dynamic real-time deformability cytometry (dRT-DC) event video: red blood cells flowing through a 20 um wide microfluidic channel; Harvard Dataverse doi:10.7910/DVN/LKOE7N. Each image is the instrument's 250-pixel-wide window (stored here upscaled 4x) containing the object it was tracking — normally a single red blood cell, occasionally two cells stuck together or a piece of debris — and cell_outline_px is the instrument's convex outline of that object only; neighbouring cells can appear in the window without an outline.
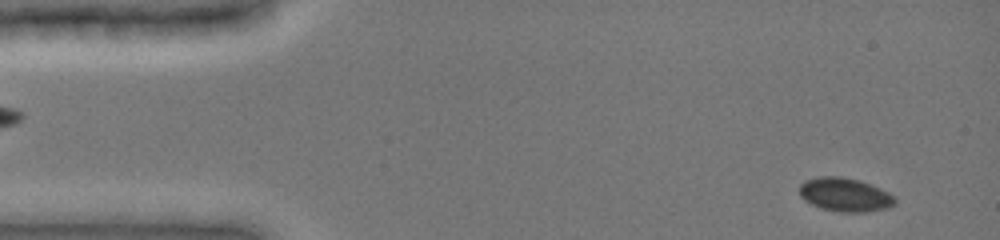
{"species": "common noctule bat (a hibernating species)", "species_latin": "Nyctalus noctula", "temperature_condition": "cold", "stored_images_in_passage": 46, "camera_frame_rate_fps": 3000, "um_per_image_px": 0.085, "animal": {"sex": "female", "body_mass_g": 19.0, "forearm_length_mm": 51.5}, "frame": {"image": 1, "passage_image": 2, "time_ms": 0.333, "image_size_px": [1000, 240], "cell_outline_px": [[896, 204], [888, 208], [868, 212], [840, 212], [820, 208], [804, 200], [800, 196], [800, 184], [804, 180], [816, 176], [840, 176], [860, 180], [880, 188], [896, 196]], "centroid_in_image_um": [71.84, 16.55], "position_along_channel_um": 13.2, "area_um2": 19.07}}
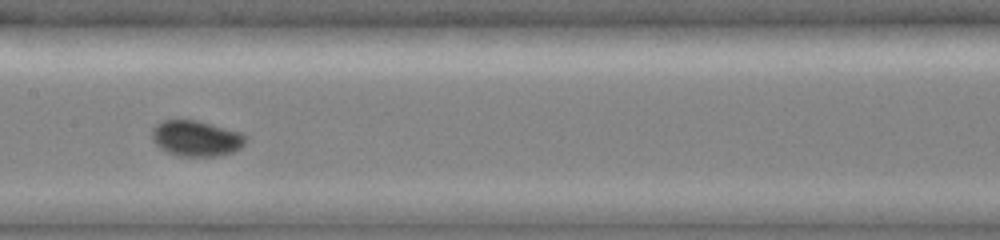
{"frame": {"image": 2, "passage_image": 23, "time_ms": 7.333, "image_size_px": [1000, 240], "cell_outline_px": [[248, 140], [240, 148], [232, 152], [220, 156], [180, 156], [168, 152], [160, 148], [152, 140], [152, 128], [156, 124], [164, 120], [176, 116], [196, 120], [212, 124], [240, 132], [248, 136]], "centroid_in_image_um": [16.66, 11.72], "position_along_channel_um": 190.7, "area_um2": 20.06}}
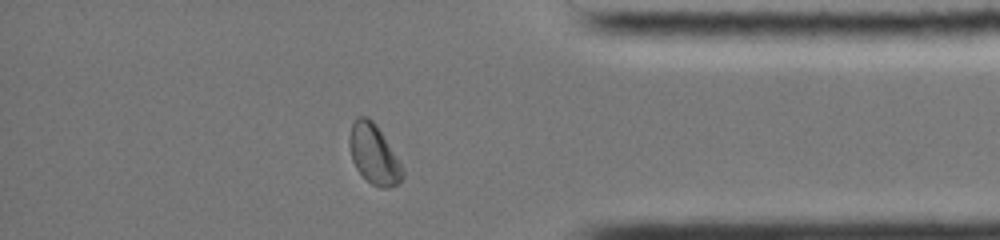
{"frame": {"image": 3, "passage_image": 40, "time_ms": 13.0, "image_size_px": [1000, 240], "cell_outline_px": [[404, 176], [400, 184], [388, 188], [380, 188], [372, 184], [356, 168], [352, 160], [348, 144], [348, 140], [352, 124], [356, 116], [368, 116], [376, 124], [404, 168]], "centroid_in_image_um": [31.79, 13.11], "position_along_channel_um": 403.4, "area_um2": 18.61}, "authors_computed_cell_mechanics": {"area_um2": 18.5827, "velocity_mm_per_s": 3.9204, "shape_relaxation_time_tau1_ms": 1.4371, "shape_relaxation_time_tau2_ms": null, "deformation_change_tau1": 0.0313, "deformation_change_tau2": null}}